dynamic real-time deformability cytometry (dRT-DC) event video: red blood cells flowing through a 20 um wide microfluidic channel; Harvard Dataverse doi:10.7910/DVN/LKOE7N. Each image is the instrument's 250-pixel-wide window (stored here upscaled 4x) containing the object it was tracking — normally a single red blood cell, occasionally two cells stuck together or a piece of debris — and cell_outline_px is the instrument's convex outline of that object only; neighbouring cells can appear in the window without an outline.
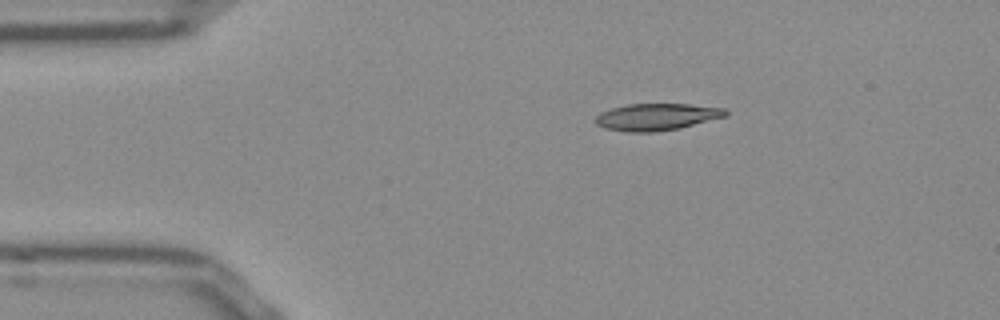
{"species": "Egyptian fruit bat (a non-hibernating species)", "species_latin": "Rousettus aegyptiacus", "temperature_condition": "room temperature", "stored_images_in_passage": 44, "camera_frame_rate_fps": 3000, "um_per_image_px": 0.085, "frame": {"image": 1, "passage_image": 1, "time_ms": 0.0, "image_size_px": [1000, 320], "cell_outline_px": [[728, 116], [680, 128], [652, 132], [628, 132], [604, 128], [596, 124], [596, 116], [600, 112], [612, 108], [628, 104], [688, 104], [724, 108], [728, 112]], "centroid_in_image_um": [55.83, 9.94], "position_along_channel_um": 29.2, "area_um2": 20.4}}
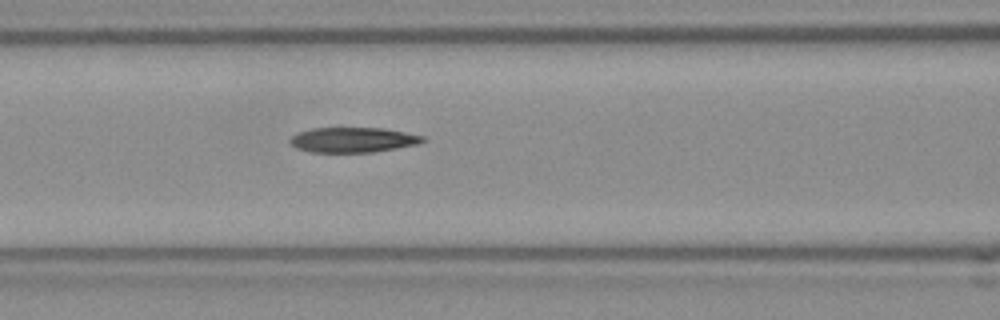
{"frame": {"image": 2, "passage_image": 13, "time_ms": 4.0, "image_size_px": [1000, 320], "cell_outline_px": [[424, 140], [420, 144], [372, 152], [312, 152], [296, 148], [288, 140], [292, 136], [300, 132], [312, 128], [384, 128], [424, 136]], "centroid_in_image_um": [30.01, 11.89], "position_along_channel_um": 136.6, "area_um2": 19.25}}
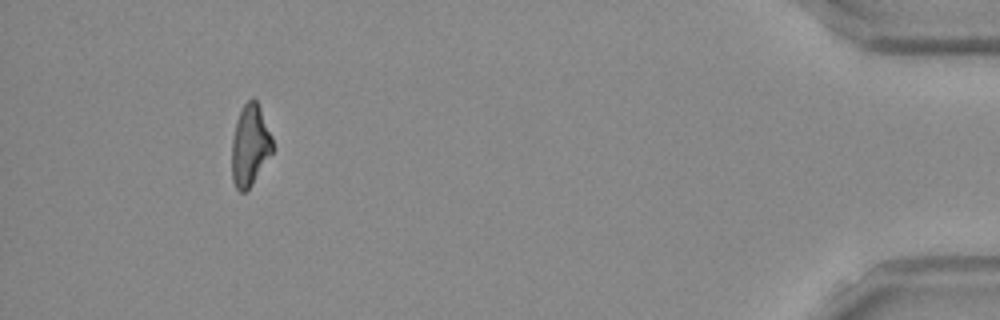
{"frame": {"image": 3, "passage_image": 40, "time_ms": 13.0, "image_size_px": [1000, 320], "cell_outline_px": [[272, 152], [252, 184], [244, 192], [240, 192], [236, 188], [232, 180], [232, 140], [236, 120], [244, 104], [252, 96], [256, 100], [260, 108], [272, 136]], "centroid_in_image_um": [21.24, 12.35], "position_along_channel_um": 414.0, "area_um2": 19.07}, "authors_computed_cell_mechanics": {"area_um2": 20.1722, "velocity_mm_per_s": 3.8642, "shape_relaxation_time_tau1_ms": null, "shape_relaxation_time_tau2_ms": 8.3494, "deformation_change_tau1": null, "deformation_change_tau2": 0.2151}}